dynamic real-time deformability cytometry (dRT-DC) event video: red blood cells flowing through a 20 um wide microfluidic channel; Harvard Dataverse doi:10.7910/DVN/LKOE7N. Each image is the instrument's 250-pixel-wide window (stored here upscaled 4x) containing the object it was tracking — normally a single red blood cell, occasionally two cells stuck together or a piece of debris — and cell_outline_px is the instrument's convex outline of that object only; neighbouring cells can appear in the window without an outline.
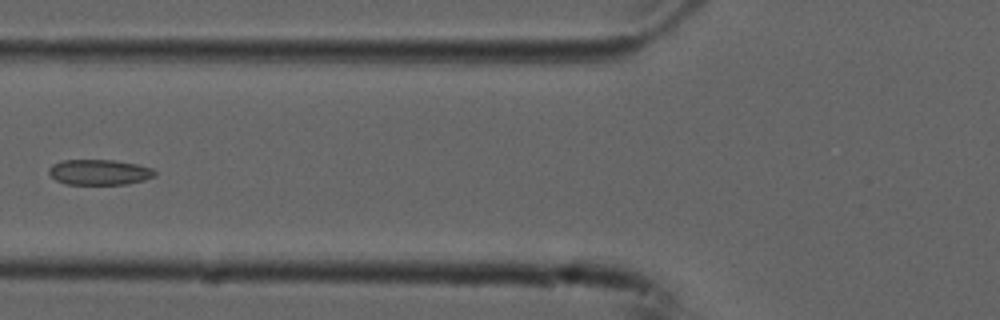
{"species": "common noctule bat (a hibernating species)", "species_latin": "Nyctalus noctula", "temperature_condition": "cold", "stored_images_in_passage": 7, "camera_frame_rate_fps": 3000, "um_per_image_px": 0.085, "animal": {"sex": "male", "forearm_length_mm": 52.5}, "frame": {"image": 1, "passage_image": 7, "time_ms": 2.0, "image_size_px": [1000, 320], "cell_outline_px": [[156, 176], [144, 180], [128, 184], [68, 184], [56, 180], [48, 172], [48, 168], [52, 164], [64, 160], [112, 160], [136, 164], [152, 168], [156, 172]], "centroid_in_image_um": [8.45, 14.64], "position_along_channel_um": 117.3, "area_um2": 15.66}}